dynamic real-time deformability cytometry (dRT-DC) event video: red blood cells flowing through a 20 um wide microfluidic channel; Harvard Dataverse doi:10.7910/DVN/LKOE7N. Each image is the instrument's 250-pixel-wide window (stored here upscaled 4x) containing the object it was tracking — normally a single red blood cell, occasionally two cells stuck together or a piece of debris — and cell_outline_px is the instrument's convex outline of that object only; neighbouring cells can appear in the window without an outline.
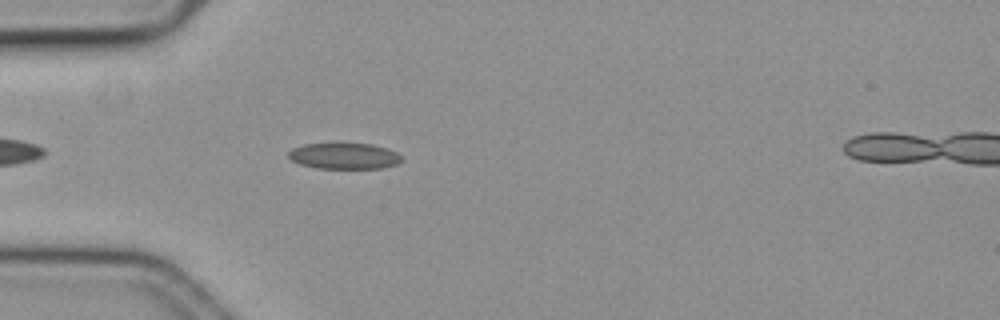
{"species": "common noctule bat (a hibernating species)", "species_latin": "Nyctalus noctula", "temperature_condition": "cold", "stored_images_in_passage": 41, "camera_frame_rate_fps": 3000, "um_per_image_px": 0.085, "animal": {"sex": "female", "body_mass_g": 19.3, "forearm_length_mm": 54.1}, "frame": {"image": 1, "passage_image": 5, "time_ms": 1.333, "image_size_px": [1000, 320], "cell_outline_px": [[400, 160], [396, 164], [380, 168], [316, 168], [300, 164], [292, 160], [288, 156], [288, 152], [292, 148], [304, 144], [332, 140], [372, 144], [388, 148], [396, 152], [400, 156]], "centroid_in_image_um": [29.19, 13.19], "position_along_channel_um": 55.8, "area_um2": 17.92}}
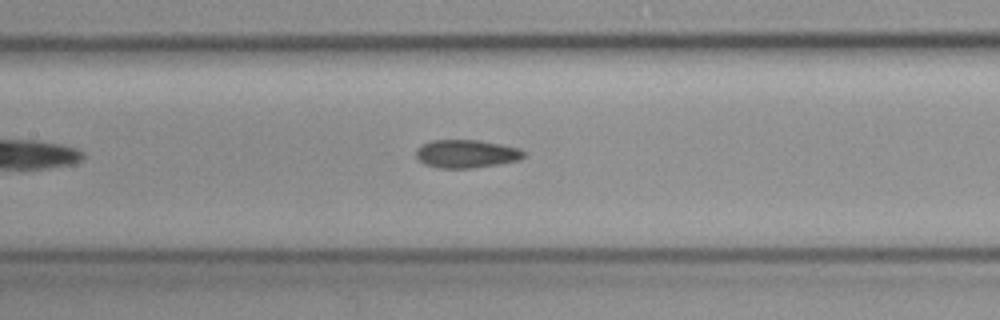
{"frame": {"image": 2, "passage_image": 15, "time_ms": 4.667, "image_size_px": [1000, 320], "cell_outline_px": [[524, 156], [520, 160], [500, 164], [472, 168], [440, 168], [424, 164], [416, 156], [416, 152], [424, 144], [432, 140], [480, 140], [520, 148], [524, 152]], "centroid_in_image_um": [39.68, 13.08], "position_along_channel_um": 167.7, "area_um2": 17.57}}
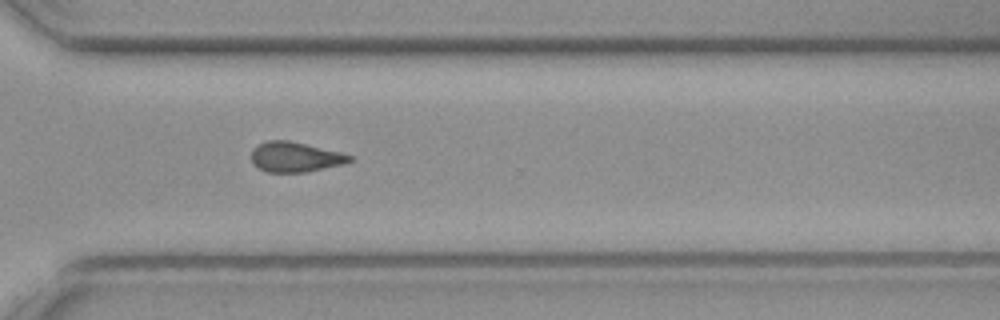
{"frame": {"image": 3, "passage_image": 30, "time_ms": 9.667, "image_size_px": [1000, 320], "cell_outline_px": [[352, 160], [344, 164], [304, 172], [268, 172], [252, 164], [252, 148], [268, 140], [288, 140], [340, 152], [352, 156]], "centroid_in_image_um": [25.08, 13.34], "position_along_channel_um": 345.5, "area_um2": 16.99}, "authors_computed_cell_mechanics": {"area_um2": 17.4556, "velocity_mm_per_s": 3.559, "shape_relaxation_time_tau1_ms": null, "shape_relaxation_time_tau2_ms": 3.3998, "deformation_change_tau1": null, "deformation_change_tau2": 0.0901}}